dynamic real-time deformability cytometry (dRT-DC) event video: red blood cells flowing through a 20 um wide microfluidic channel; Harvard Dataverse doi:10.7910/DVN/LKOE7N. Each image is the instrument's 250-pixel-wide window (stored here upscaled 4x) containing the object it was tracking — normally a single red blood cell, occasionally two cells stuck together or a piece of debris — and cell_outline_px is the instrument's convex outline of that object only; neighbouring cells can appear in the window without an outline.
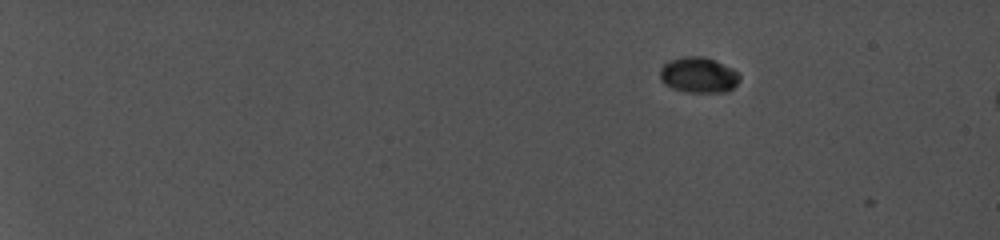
{"species": "common noctule bat (a hibernating species)", "species_latin": "Nyctalus noctula", "temperature_condition": "cold", "stored_images_in_passage": 3, "camera_frame_rate_fps": 5000, "um_per_image_px": 0.085, "animal": {"sex": "female", "body_mass_g": 19.0, "forearm_length_mm": 56.7}, "frame": {"image": 1, "passage_image": 1, "time_ms": 0.0, "image_size_px": [1000, 240], "cell_outline_px": [[740, 80], [728, 92], [684, 92], [672, 88], [664, 84], [660, 80], [660, 68], [668, 60], [684, 56], [704, 56], [732, 68], [740, 76]], "centroid_in_image_um": [59.35, 6.38], "position_along_channel_um": 25.7, "area_um2": 16.65}}